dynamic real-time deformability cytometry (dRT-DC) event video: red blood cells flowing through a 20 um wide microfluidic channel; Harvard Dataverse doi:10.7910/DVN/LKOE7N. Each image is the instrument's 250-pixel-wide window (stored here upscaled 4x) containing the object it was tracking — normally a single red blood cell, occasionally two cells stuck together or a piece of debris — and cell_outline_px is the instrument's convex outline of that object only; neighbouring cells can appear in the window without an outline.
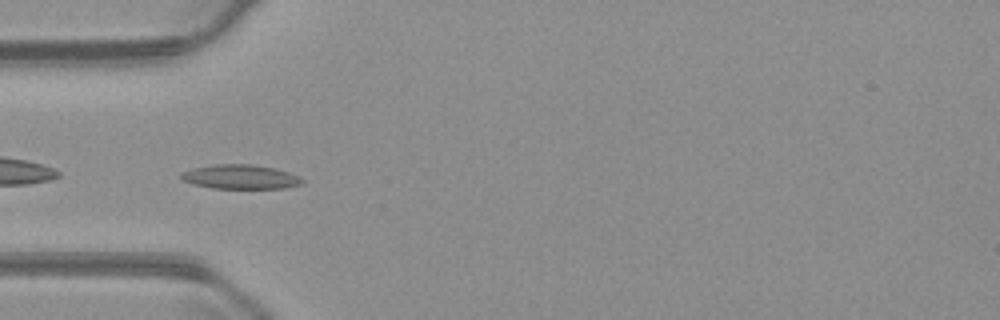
{"species": "common noctule bat (a hibernating species)", "species_latin": "Nyctalus noctula", "temperature_condition": "warm", "stored_images_in_passage": 27, "camera_frame_rate_fps": 3000, "um_per_image_px": 0.085, "animal": {"sex": "male", "body_mass_g": 23.1, "forearm_length_mm": 52.7}, "frame": {"image": 1, "passage_image": 2, "time_ms": 0.333, "image_size_px": [1000, 320], "cell_outline_px": [[304, 180], [300, 184], [284, 188], [212, 188], [192, 184], [184, 180], [180, 176], [180, 172], [192, 168], [212, 164], [252, 164], [272, 168], [288, 172]], "centroid_in_image_um": [20.36, 15.02], "position_along_channel_um": 64.6, "area_um2": 16.99}}
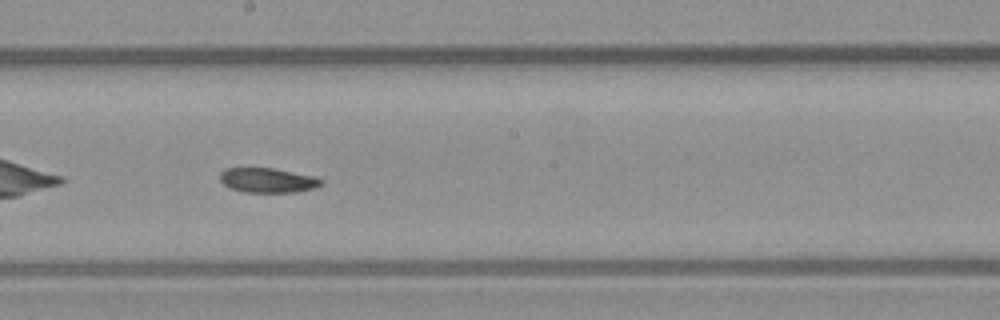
{"frame": {"image": 2, "passage_image": 15, "time_ms": 4.667, "image_size_px": [1000, 320], "cell_outline_px": [[324, 184], [312, 188], [296, 192], [244, 192], [232, 188], [224, 184], [220, 180], [220, 172], [224, 168], [272, 168], [312, 176], [324, 180]], "centroid_in_image_um": [22.74, 15.32], "position_along_channel_um": 225.5, "area_um2": 14.39}}
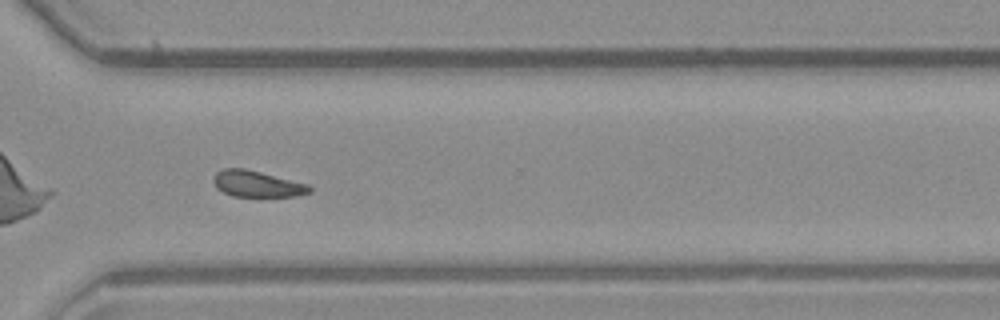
{"frame": {"image": 3, "passage_image": 25, "time_ms": 8.0, "image_size_px": [1000, 320], "cell_outline_px": [[312, 192], [296, 196], [232, 196], [216, 188], [212, 180], [212, 176], [216, 172], [224, 168], [244, 168], [308, 184], [312, 188]], "centroid_in_image_um": [21.82, 15.63], "position_along_channel_um": 348.8, "area_um2": 14.68}}